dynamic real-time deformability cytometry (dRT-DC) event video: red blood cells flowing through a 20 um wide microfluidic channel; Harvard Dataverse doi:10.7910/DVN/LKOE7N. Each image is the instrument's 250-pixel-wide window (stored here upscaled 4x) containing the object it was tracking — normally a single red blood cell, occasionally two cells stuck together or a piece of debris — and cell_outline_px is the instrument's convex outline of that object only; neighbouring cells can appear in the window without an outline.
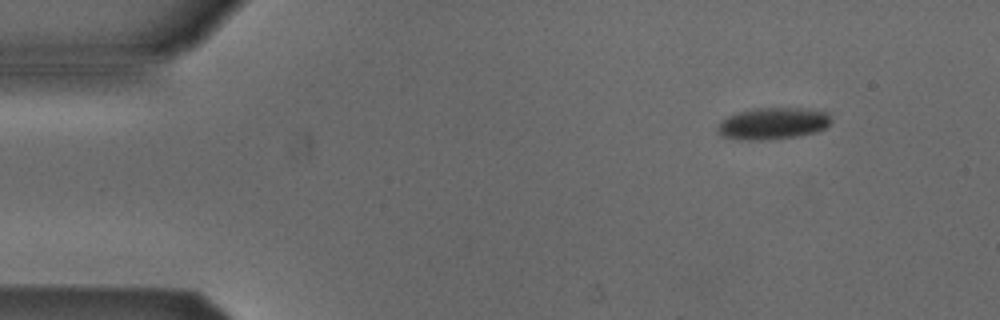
{"species": "Egyptian fruit bat (a non-hibernating species)", "species_latin": "Rousettus aegyptiacus", "temperature_condition": "cold", "stored_images_in_passage": 5, "camera_frame_rate_fps": 3000, "um_per_image_px": 0.085, "animal": {"sex": "male"}, "frame": {"image": 1, "passage_image": 1, "time_ms": 0.0, "image_size_px": [1000, 320], "cell_outline_px": [[832, 120], [824, 128], [816, 132], [796, 136], [764, 140], [740, 140], [720, 136], [716, 132], [716, 128], [720, 120], [736, 112], [756, 108], [804, 108], [828, 112]], "centroid_in_image_um": [65.64, 10.49], "position_along_channel_um": 19.4, "area_um2": 21.27}}
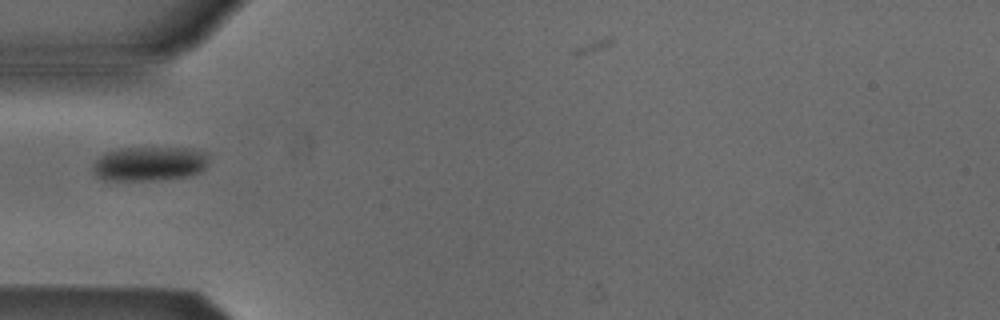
{"frame": {"image": 2, "passage_image": 4, "time_ms": 3.667, "image_size_px": [1000, 320], "cell_outline_px": [[208, 164], [200, 172], [188, 176], [156, 180], [104, 180], [96, 176], [92, 168], [92, 164], [104, 152], [120, 148], [192, 148], [208, 152]], "centroid_in_image_um": [12.71, 13.91], "position_along_channel_um": 72.3, "area_um2": 23.47}}